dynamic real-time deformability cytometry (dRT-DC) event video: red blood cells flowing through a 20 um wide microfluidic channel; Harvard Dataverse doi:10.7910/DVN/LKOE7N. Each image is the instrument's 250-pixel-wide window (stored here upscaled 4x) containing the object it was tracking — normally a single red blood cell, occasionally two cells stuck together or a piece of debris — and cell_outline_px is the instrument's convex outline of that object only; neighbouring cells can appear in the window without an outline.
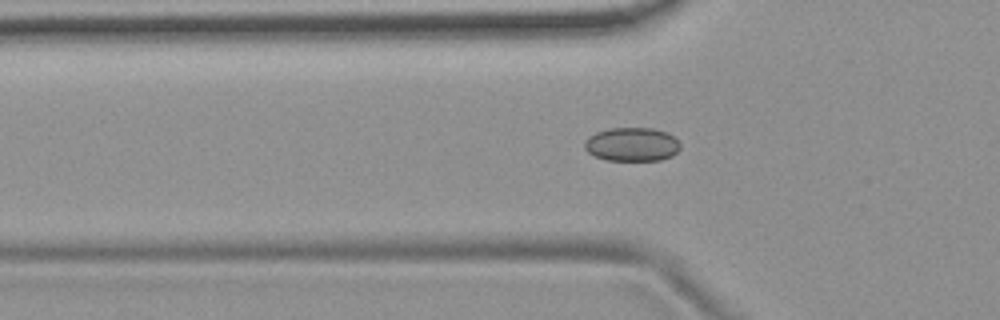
{"species": "common noctule bat (a hibernating species)", "species_latin": "Nyctalus noctula", "temperature_condition": "room temperature", "stored_images_in_passage": 53, "camera_frame_rate_fps": 3000, "um_per_image_px": 0.085, "animal": {"sex": "female", "body_mass_g": 19.9}, "frame": {"image": 1, "passage_image": 17, "time_ms": 5.333, "image_size_px": [1000, 320], "cell_outline_px": [[680, 148], [672, 156], [660, 160], [608, 160], [596, 156], [588, 152], [584, 148], [584, 140], [588, 136], [596, 132], [608, 128], [652, 128], [668, 132], [680, 144]], "centroid_in_image_um": [53.69, 12.26], "position_along_channel_um": 72.1, "area_um2": 18.84}}
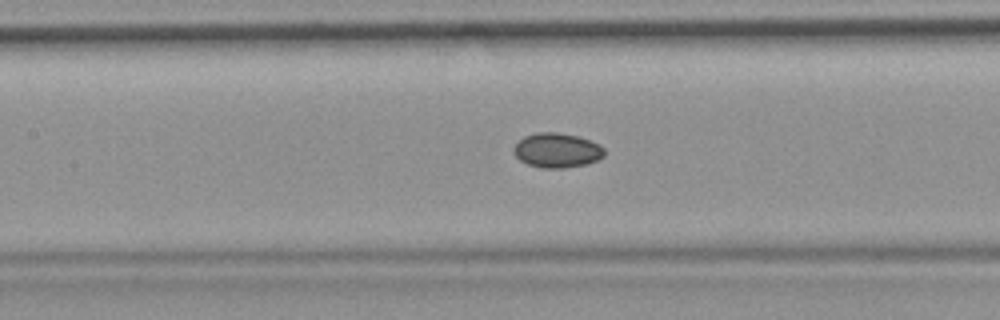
{"frame": {"image": 2, "passage_image": 24, "time_ms": 7.667, "image_size_px": [1000, 320], "cell_outline_px": [[604, 156], [588, 164], [564, 168], [540, 168], [528, 164], [520, 160], [512, 152], [512, 148], [524, 136], [536, 132], [560, 132], [580, 136], [600, 144], [604, 148]], "centroid_in_image_um": [47.35, 12.77], "position_along_channel_um": 160.1, "area_um2": 18.55}}
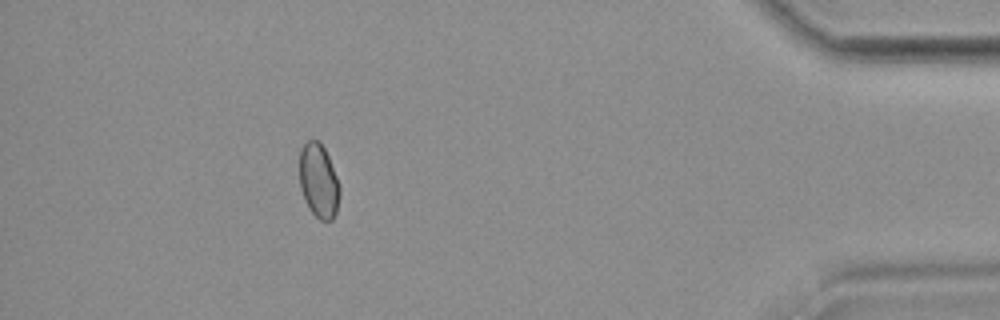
{"frame": {"image": 3, "passage_image": 48, "time_ms": 15.667, "image_size_px": [1000, 320], "cell_outline_px": [[340, 196], [336, 212], [332, 220], [320, 220], [308, 208], [304, 200], [300, 188], [300, 148], [308, 140], [320, 140], [328, 156], [340, 184]], "centroid_in_image_um": [27.09, 15.37], "position_along_channel_um": 408.1, "area_um2": 17.51}, "authors_computed_cell_mechanics": {"area_um2": 17.918, "velocity_mm_per_s": 3.7482, "shape_relaxation_time_tau1_ms": null, "shape_relaxation_time_tau2_ms": 3.8184, "deformation_change_tau1": null, "deformation_change_tau2": 0.0329}}